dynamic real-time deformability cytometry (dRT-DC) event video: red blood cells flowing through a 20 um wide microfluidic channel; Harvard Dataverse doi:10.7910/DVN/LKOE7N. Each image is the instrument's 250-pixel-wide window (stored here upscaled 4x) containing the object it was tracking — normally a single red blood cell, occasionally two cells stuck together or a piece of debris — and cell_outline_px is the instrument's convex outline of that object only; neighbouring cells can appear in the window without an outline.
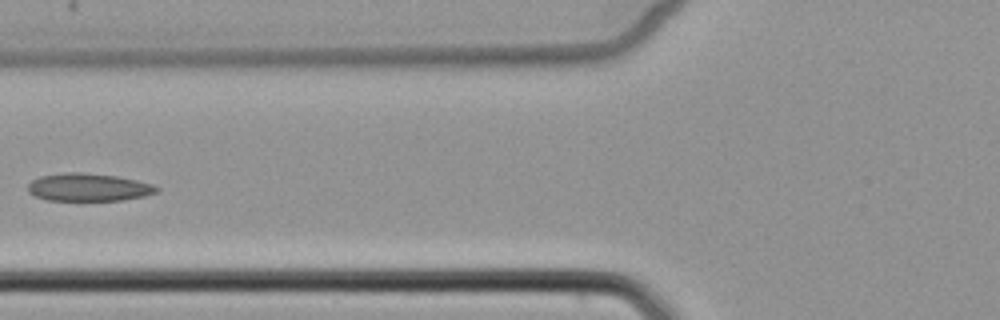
{"species": "common noctule bat (a hibernating species)", "species_latin": "Nyctalus noctula", "temperature_condition": "cold", "stored_images_in_passage": 7, "camera_frame_rate_fps": 3000, "um_per_image_px": 0.085, "animal": {"sex": "female", "body_mass_g": 22.7, "forearm_length_mm": 54.2}, "frame": {"image": 1, "passage_image": 7, "time_ms": 7.333, "image_size_px": [1000, 320], "cell_outline_px": [[160, 188], [156, 192], [144, 196], [124, 200], [48, 200], [36, 196], [28, 192], [28, 184], [32, 180], [40, 176], [68, 172], [80, 172], [116, 176], [136, 180], [152, 184]], "centroid_in_image_um": [7.52, 15.92], "position_along_channel_um": 118.3, "area_um2": 20.69}}